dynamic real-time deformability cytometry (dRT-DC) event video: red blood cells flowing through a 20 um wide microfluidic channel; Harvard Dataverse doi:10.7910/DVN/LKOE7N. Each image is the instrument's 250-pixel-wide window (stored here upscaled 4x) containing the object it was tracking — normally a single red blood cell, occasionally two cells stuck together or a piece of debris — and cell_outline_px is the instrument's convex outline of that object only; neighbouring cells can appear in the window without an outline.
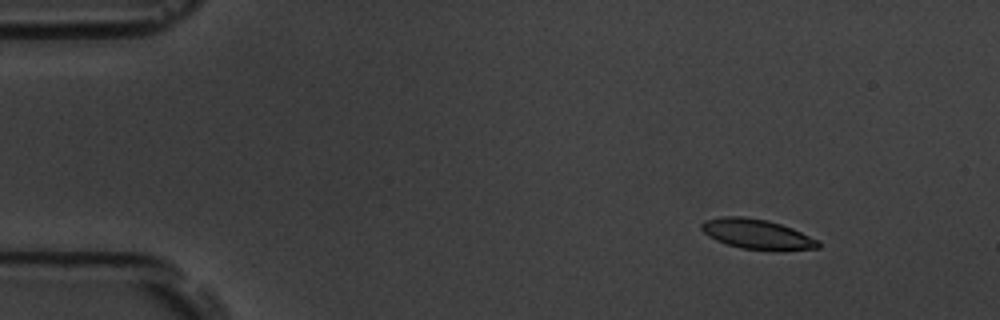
{"species": "common noctule bat (a hibernating species)", "species_latin": "Nyctalus noctula", "temperature_condition": "room temperature", "stored_images_in_passage": 3, "camera_frame_rate_fps": 3000, "um_per_image_px": 0.085, "animal": {"sex": "male", "body_mass_g": 19.5, "forearm_length_mm": 54.6}, "frame": {"image": 1, "passage_image": 1, "time_ms": 0.0, "image_size_px": [1000, 320], "cell_outline_px": [[820, 248], [776, 252], [744, 248], [728, 244], [716, 240], [708, 236], [700, 228], [700, 224], [704, 220], [720, 216], [740, 216], [768, 220], [792, 228], [820, 240]], "centroid_in_image_um": [64.38, 19.91], "position_along_channel_um": 20.6, "area_um2": 20.75}}